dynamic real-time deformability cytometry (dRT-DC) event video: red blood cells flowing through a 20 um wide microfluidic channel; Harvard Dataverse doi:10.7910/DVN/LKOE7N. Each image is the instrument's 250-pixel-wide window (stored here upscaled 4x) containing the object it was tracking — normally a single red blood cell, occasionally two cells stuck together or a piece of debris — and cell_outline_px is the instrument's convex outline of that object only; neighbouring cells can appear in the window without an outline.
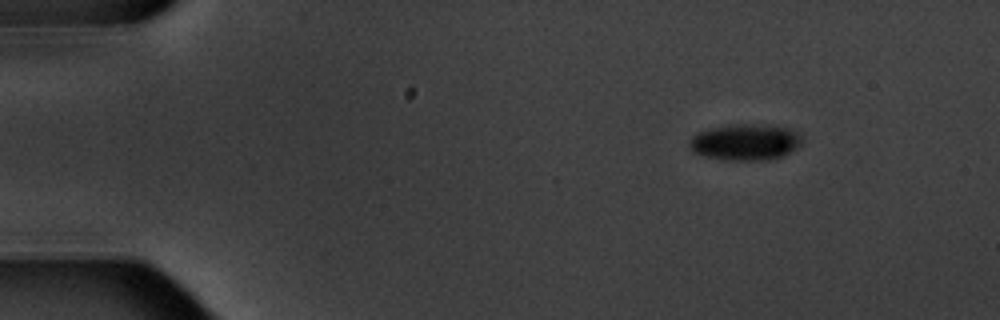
{"species": "common noctule bat (a hibernating species)", "species_latin": "Nyctalus noctula", "temperature_condition": "warm", "stored_images_in_passage": 5, "segment_of_instrument_passage": [1, 2], "camera_frame_rate_fps": 3000, "um_per_image_px": 0.085, "animal": {"sex": "male", "body_mass_g": 20.1, "forearm_length_mm": 53.5}, "frame": {"image": 1, "passage_image": 1, "time_ms": 0.0, "image_size_px": [1000, 320], "cell_outline_px": [[804, 140], [796, 148], [784, 156], [768, 160], [728, 160], [708, 156], [696, 152], [688, 148], [688, 144], [692, 136], [696, 132], [712, 128], [732, 124], [764, 124], [792, 128], [800, 132]], "centroid_in_image_um": [63.42, 12.06], "position_along_channel_um": 21.6, "area_um2": 24.1}}
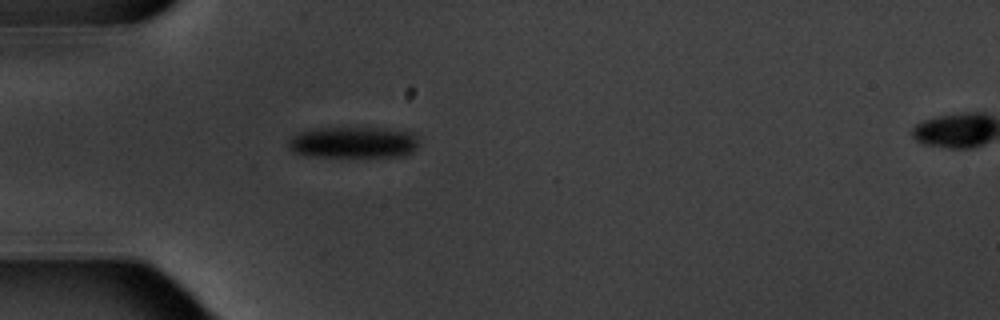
{"frame": {"image": 2, "passage_image": 4, "time_ms": 3.333, "image_size_px": [1000, 320], "cell_outline_px": [[420, 144], [412, 152], [404, 156], [304, 156], [292, 152], [288, 148], [288, 140], [292, 136], [300, 132], [316, 128], [384, 128], [416, 132]], "centroid_in_image_um": [30.07, 12.1], "position_along_channel_um": 54.9, "area_um2": 24.16}}